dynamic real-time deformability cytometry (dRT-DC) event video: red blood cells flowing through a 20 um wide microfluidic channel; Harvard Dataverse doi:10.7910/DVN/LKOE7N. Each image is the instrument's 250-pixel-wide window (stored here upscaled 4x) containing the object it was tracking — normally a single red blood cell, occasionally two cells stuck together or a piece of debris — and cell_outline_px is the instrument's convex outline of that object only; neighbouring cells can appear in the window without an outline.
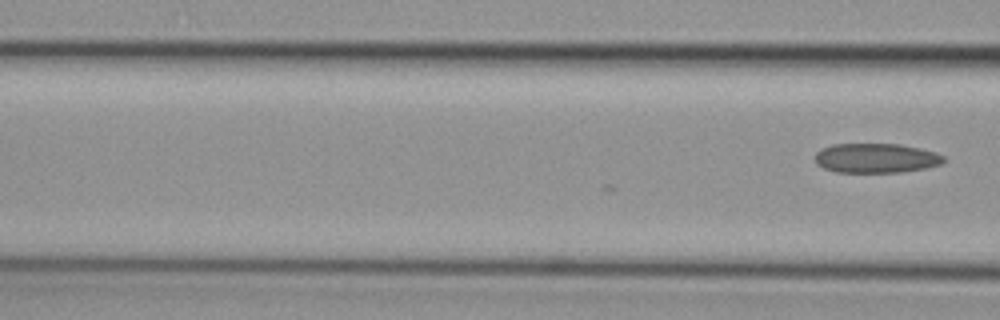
{"species": "common noctule bat (a hibernating species)", "species_latin": "Nyctalus noctula", "temperature_condition": "cold", "stored_images_in_passage": 3, "camera_frame_rate_fps": 3000, "um_per_image_px": 0.085, "animal": {"sex": "female", "body_mass_g": 29.2, "forearm_length_mm": 56.3}, "frame": {"image": 1, "passage_image": 3, "time_ms": 0.667, "image_size_px": [1000, 320], "cell_outline_px": [[944, 160], [940, 164], [924, 168], [900, 172], [836, 172], [824, 168], [816, 164], [816, 152], [820, 148], [832, 144], [900, 144], [920, 148], [936, 152], [944, 156]], "centroid_in_image_um": [74.44, 13.43], "position_along_channel_um": 92.2, "area_um2": 22.14}}